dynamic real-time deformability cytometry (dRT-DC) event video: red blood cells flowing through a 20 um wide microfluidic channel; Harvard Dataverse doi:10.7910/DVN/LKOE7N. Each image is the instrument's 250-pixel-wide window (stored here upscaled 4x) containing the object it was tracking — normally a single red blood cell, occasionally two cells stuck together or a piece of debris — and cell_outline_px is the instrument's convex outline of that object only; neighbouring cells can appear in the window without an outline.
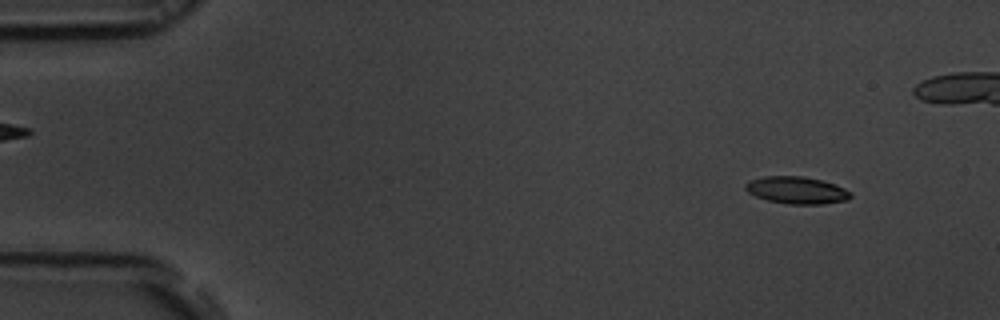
{"species": "common noctule bat (a hibernating species)", "species_latin": "Nyctalus noctula", "temperature_condition": "room temperature", "stored_images_in_passage": 47, "camera_frame_rate_fps": 3000, "um_per_image_px": 0.085, "animal": {"sex": "male", "body_mass_g": 19.5, "forearm_length_mm": 54.6}, "frame": {"image": 1, "passage_image": 5, "time_ms": 1.333, "image_size_px": [1000, 320], "cell_outline_px": [[852, 196], [848, 200], [824, 204], [788, 204], [768, 200], [756, 196], [748, 192], [744, 188], [744, 184], [748, 180], [764, 176], [804, 176], [836, 184], [852, 192]], "centroid_in_image_um": [67.72, 16.16], "position_along_channel_um": 17.3, "area_um2": 16.82}}
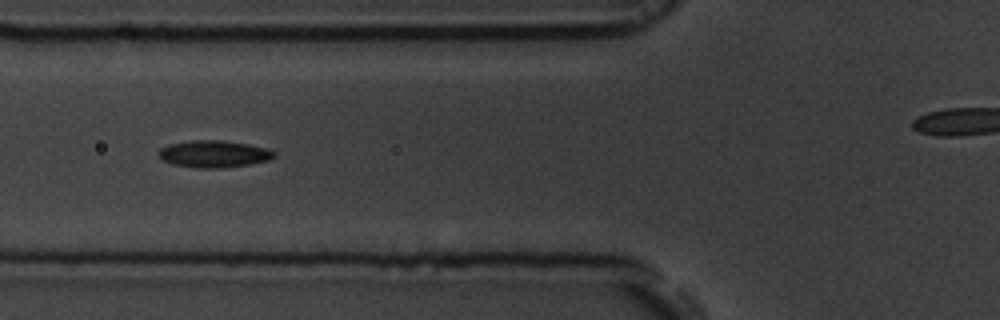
{"frame": {"image": 2, "passage_image": 20, "time_ms": 6.333, "image_size_px": [1000, 320], "cell_outline_px": [[276, 156], [268, 160], [248, 164], [224, 168], [196, 168], [172, 164], [160, 160], [156, 152], [160, 148], [168, 144], [192, 140], [220, 140], [248, 144], [268, 148], [276, 152]], "centroid_in_image_um": [18.13, 13.08], "position_along_channel_um": 107.7, "area_um2": 18.44}}
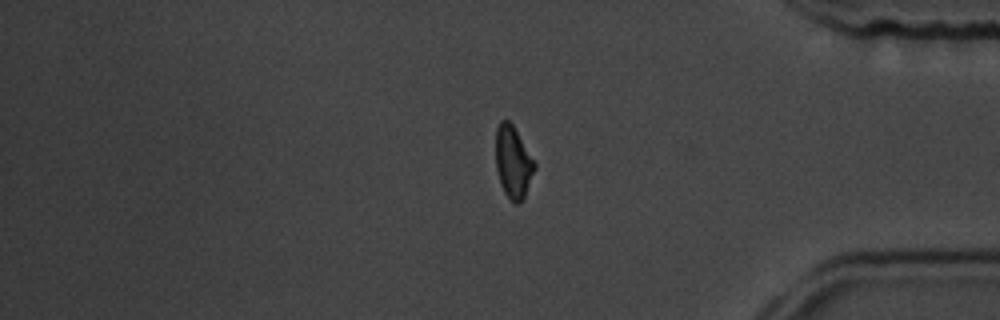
{"frame": {"image": 3, "passage_image": 44, "time_ms": 14.333, "image_size_px": [1000, 320], "cell_outline_px": [[536, 168], [524, 196], [516, 204], [504, 192], [500, 184], [496, 168], [496, 128], [500, 120], [508, 120], [512, 124], [536, 164]], "centroid_in_image_um": [43.6, 13.75], "position_along_channel_um": 391.6, "area_um2": 16.01}, "authors_computed_cell_mechanics": {"area_um2": 17.1088, "velocity_mm_per_s": 3.8408, "shape_relaxation_time_tau1_ms": 4.7148, "shape_relaxation_time_tau2_ms": 2.6991, "deformation_change_tau1": 0.143, "deformation_change_tau2": 0.0955}}